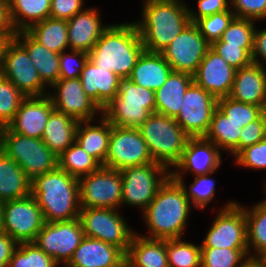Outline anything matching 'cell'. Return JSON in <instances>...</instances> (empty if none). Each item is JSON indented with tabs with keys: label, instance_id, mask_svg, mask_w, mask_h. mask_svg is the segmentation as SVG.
I'll return each mask as SVG.
<instances>
[{
	"label": "cell",
	"instance_id": "6f0895ef",
	"mask_svg": "<svg viewBox=\"0 0 266 267\" xmlns=\"http://www.w3.org/2000/svg\"><path fill=\"white\" fill-rule=\"evenodd\" d=\"M111 267H134L133 262L125 255Z\"/></svg>",
	"mask_w": 266,
	"mask_h": 267
},
{
	"label": "cell",
	"instance_id": "9c48e42d",
	"mask_svg": "<svg viewBox=\"0 0 266 267\" xmlns=\"http://www.w3.org/2000/svg\"><path fill=\"white\" fill-rule=\"evenodd\" d=\"M0 74L11 81L25 97L46 96V85L38 75L27 51L14 39L5 40L1 49Z\"/></svg>",
	"mask_w": 266,
	"mask_h": 267
},
{
	"label": "cell",
	"instance_id": "484cf974",
	"mask_svg": "<svg viewBox=\"0 0 266 267\" xmlns=\"http://www.w3.org/2000/svg\"><path fill=\"white\" fill-rule=\"evenodd\" d=\"M13 38L27 51L40 79L47 87L60 79L59 53L47 49L26 31L15 32Z\"/></svg>",
	"mask_w": 266,
	"mask_h": 267
},
{
	"label": "cell",
	"instance_id": "8fae6325",
	"mask_svg": "<svg viewBox=\"0 0 266 267\" xmlns=\"http://www.w3.org/2000/svg\"><path fill=\"white\" fill-rule=\"evenodd\" d=\"M80 208H109L120 210L122 174L116 169L101 166L78 179Z\"/></svg>",
	"mask_w": 266,
	"mask_h": 267
},
{
	"label": "cell",
	"instance_id": "d6a6232c",
	"mask_svg": "<svg viewBox=\"0 0 266 267\" xmlns=\"http://www.w3.org/2000/svg\"><path fill=\"white\" fill-rule=\"evenodd\" d=\"M8 8L14 32L26 31L50 17L51 0H9Z\"/></svg>",
	"mask_w": 266,
	"mask_h": 267
},
{
	"label": "cell",
	"instance_id": "2e32d148",
	"mask_svg": "<svg viewBox=\"0 0 266 267\" xmlns=\"http://www.w3.org/2000/svg\"><path fill=\"white\" fill-rule=\"evenodd\" d=\"M217 107L218 99L193 81L175 120L190 137H204Z\"/></svg>",
	"mask_w": 266,
	"mask_h": 267
},
{
	"label": "cell",
	"instance_id": "5b68a950",
	"mask_svg": "<svg viewBox=\"0 0 266 267\" xmlns=\"http://www.w3.org/2000/svg\"><path fill=\"white\" fill-rule=\"evenodd\" d=\"M138 129L153 160L171 171L180 161L190 136L175 118L157 113H152Z\"/></svg>",
	"mask_w": 266,
	"mask_h": 267
},
{
	"label": "cell",
	"instance_id": "f35d334b",
	"mask_svg": "<svg viewBox=\"0 0 266 267\" xmlns=\"http://www.w3.org/2000/svg\"><path fill=\"white\" fill-rule=\"evenodd\" d=\"M249 260L248 249L201 247V267H243Z\"/></svg>",
	"mask_w": 266,
	"mask_h": 267
},
{
	"label": "cell",
	"instance_id": "4dcf8cb0",
	"mask_svg": "<svg viewBox=\"0 0 266 267\" xmlns=\"http://www.w3.org/2000/svg\"><path fill=\"white\" fill-rule=\"evenodd\" d=\"M31 183L22 168L0 150V202L30 195Z\"/></svg>",
	"mask_w": 266,
	"mask_h": 267
},
{
	"label": "cell",
	"instance_id": "b9f144b4",
	"mask_svg": "<svg viewBox=\"0 0 266 267\" xmlns=\"http://www.w3.org/2000/svg\"><path fill=\"white\" fill-rule=\"evenodd\" d=\"M218 108L241 128L257 120L265 112L262 107L246 104L229 96L218 99Z\"/></svg>",
	"mask_w": 266,
	"mask_h": 267
},
{
	"label": "cell",
	"instance_id": "be15d7a7",
	"mask_svg": "<svg viewBox=\"0 0 266 267\" xmlns=\"http://www.w3.org/2000/svg\"><path fill=\"white\" fill-rule=\"evenodd\" d=\"M1 131H2V127L0 126V150H1Z\"/></svg>",
	"mask_w": 266,
	"mask_h": 267
},
{
	"label": "cell",
	"instance_id": "91938a15",
	"mask_svg": "<svg viewBox=\"0 0 266 267\" xmlns=\"http://www.w3.org/2000/svg\"><path fill=\"white\" fill-rule=\"evenodd\" d=\"M2 204L3 202H0V234L3 233Z\"/></svg>",
	"mask_w": 266,
	"mask_h": 267
},
{
	"label": "cell",
	"instance_id": "4fadbf2b",
	"mask_svg": "<svg viewBox=\"0 0 266 267\" xmlns=\"http://www.w3.org/2000/svg\"><path fill=\"white\" fill-rule=\"evenodd\" d=\"M2 221L3 232L17 243L33 242L45 223L42 210L31 194L3 202Z\"/></svg>",
	"mask_w": 266,
	"mask_h": 267
},
{
	"label": "cell",
	"instance_id": "f907efd6",
	"mask_svg": "<svg viewBox=\"0 0 266 267\" xmlns=\"http://www.w3.org/2000/svg\"><path fill=\"white\" fill-rule=\"evenodd\" d=\"M266 138V111L255 121L241 128L239 152L245 147L258 143Z\"/></svg>",
	"mask_w": 266,
	"mask_h": 267
},
{
	"label": "cell",
	"instance_id": "d4e9b609",
	"mask_svg": "<svg viewBox=\"0 0 266 267\" xmlns=\"http://www.w3.org/2000/svg\"><path fill=\"white\" fill-rule=\"evenodd\" d=\"M125 255L115 245L85 236L64 267H111Z\"/></svg>",
	"mask_w": 266,
	"mask_h": 267
},
{
	"label": "cell",
	"instance_id": "8d00e7d4",
	"mask_svg": "<svg viewBox=\"0 0 266 267\" xmlns=\"http://www.w3.org/2000/svg\"><path fill=\"white\" fill-rule=\"evenodd\" d=\"M101 166L76 141L58 157V167L77 179L87 176Z\"/></svg>",
	"mask_w": 266,
	"mask_h": 267
},
{
	"label": "cell",
	"instance_id": "f546056e",
	"mask_svg": "<svg viewBox=\"0 0 266 267\" xmlns=\"http://www.w3.org/2000/svg\"><path fill=\"white\" fill-rule=\"evenodd\" d=\"M79 121L65 113L53 110L44 128V144L59 157L76 139Z\"/></svg>",
	"mask_w": 266,
	"mask_h": 267
},
{
	"label": "cell",
	"instance_id": "7c38bea8",
	"mask_svg": "<svg viewBox=\"0 0 266 267\" xmlns=\"http://www.w3.org/2000/svg\"><path fill=\"white\" fill-rule=\"evenodd\" d=\"M218 211L201 247L248 249L244 206L233 200Z\"/></svg>",
	"mask_w": 266,
	"mask_h": 267
},
{
	"label": "cell",
	"instance_id": "e575fe53",
	"mask_svg": "<svg viewBox=\"0 0 266 267\" xmlns=\"http://www.w3.org/2000/svg\"><path fill=\"white\" fill-rule=\"evenodd\" d=\"M240 125L231 121L218 107L214 111L209 130L204 136L221 151H227L232 157L239 153Z\"/></svg>",
	"mask_w": 266,
	"mask_h": 267
},
{
	"label": "cell",
	"instance_id": "f5cc1de1",
	"mask_svg": "<svg viewBox=\"0 0 266 267\" xmlns=\"http://www.w3.org/2000/svg\"><path fill=\"white\" fill-rule=\"evenodd\" d=\"M197 9L189 8L190 22L230 9V0H197ZM197 10V11H196Z\"/></svg>",
	"mask_w": 266,
	"mask_h": 267
},
{
	"label": "cell",
	"instance_id": "e0dca14e",
	"mask_svg": "<svg viewBox=\"0 0 266 267\" xmlns=\"http://www.w3.org/2000/svg\"><path fill=\"white\" fill-rule=\"evenodd\" d=\"M210 44L195 23H189L161 52L173 71L194 75Z\"/></svg>",
	"mask_w": 266,
	"mask_h": 267
},
{
	"label": "cell",
	"instance_id": "94428289",
	"mask_svg": "<svg viewBox=\"0 0 266 267\" xmlns=\"http://www.w3.org/2000/svg\"><path fill=\"white\" fill-rule=\"evenodd\" d=\"M4 40L0 37V59H1V49L3 46Z\"/></svg>",
	"mask_w": 266,
	"mask_h": 267
},
{
	"label": "cell",
	"instance_id": "1f68e13d",
	"mask_svg": "<svg viewBox=\"0 0 266 267\" xmlns=\"http://www.w3.org/2000/svg\"><path fill=\"white\" fill-rule=\"evenodd\" d=\"M126 256L134 267H168L165 239H151L136 232Z\"/></svg>",
	"mask_w": 266,
	"mask_h": 267
},
{
	"label": "cell",
	"instance_id": "603a6c76",
	"mask_svg": "<svg viewBox=\"0 0 266 267\" xmlns=\"http://www.w3.org/2000/svg\"><path fill=\"white\" fill-rule=\"evenodd\" d=\"M229 97L266 111V68L252 62L237 69Z\"/></svg>",
	"mask_w": 266,
	"mask_h": 267
},
{
	"label": "cell",
	"instance_id": "c3c4849f",
	"mask_svg": "<svg viewBox=\"0 0 266 267\" xmlns=\"http://www.w3.org/2000/svg\"><path fill=\"white\" fill-rule=\"evenodd\" d=\"M235 163L247 169H266V138L245 147L235 157Z\"/></svg>",
	"mask_w": 266,
	"mask_h": 267
},
{
	"label": "cell",
	"instance_id": "ba28073f",
	"mask_svg": "<svg viewBox=\"0 0 266 267\" xmlns=\"http://www.w3.org/2000/svg\"><path fill=\"white\" fill-rule=\"evenodd\" d=\"M121 205L137 207L143 212L155 198L159 188L171 176L170 170L157 163L128 167L121 170Z\"/></svg>",
	"mask_w": 266,
	"mask_h": 267
},
{
	"label": "cell",
	"instance_id": "11a10c76",
	"mask_svg": "<svg viewBox=\"0 0 266 267\" xmlns=\"http://www.w3.org/2000/svg\"><path fill=\"white\" fill-rule=\"evenodd\" d=\"M18 243L7 233L0 234V267H8Z\"/></svg>",
	"mask_w": 266,
	"mask_h": 267
},
{
	"label": "cell",
	"instance_id": "7dc6e473",
	"mask_svg": "<svg viewBox=\"0 0 266 267\" xmlns=\"http://www.w3.org/2000/svg\"><path fill=\"white\" fill-rule=\"evenodd\" d=\"M89 59L87 52L80 50H68L60 53V79L80 78L86 62Z\"/></svg>",
	"mask_w": 266,
	"mask_h": 267
},
{
	"label": "cell",
	"instance_id": "74e56055",
	"mask_svg": "<svg viewBox=\"0 0 266 267\" xmlns=\"http://www.w3.org/2000/svg\"><path fill=\"white\" fill-rule=\"evenodd\" d=\"M168 267H201V244L182 238L166 239Z\"/></svg>",
	"mask_w": 266,
	"mask_h": 267
},
{
	"label": "cell",
	"instance_id": "cb8c5ba5",
	"mask_svg": "<svg viewBox=\"0 0 266 267\" xmlns=\"http://www.w3.org/2000/svg\"><path fill=\"white\" fill-rule=\"evenodd\" d=\"M114 72L94 65L89 59L81 72L80 80L86 95L102 110L116 96L119 80Z\"/></svg>",
	"mask_w": 266,
	"mask_h": 267
},
{
	"label": "cell",
	"instance_id": "6da1fadb",
	"mask_svg": "<svg viewBox=\"0 0 266 267\" xmlns=\"http://www.w3.org/2000/svg\"><path fill=\"white\" fill-rule=\"evenodd\" d=\"M182 185L171 176L141 213L151 239L182 238L192 205Z\"/></svg>",
	"mask_w": 266,
	"mask_h": 267
},
{
	"label": "cell",
	"instance_id": "bcb514c9",
	"mask_svg": "<svg viewBox=\"0 0 266 267\" xmlns=\"http://www.w3.org/2000/svg\"><path fill=\"white\" fill-rule=\"evenodd\" d=\"M210 48L236 70L253 62L251 54L245 48H242V45H227L220 39L213 42Z\"/></svg>",
	"mask_w": 266,
	"mask_h": 267
},
{
	"label": "cell",
	"instance_id": "6125c7cd",
	"mask_svg": "<svg viewBox=\"0 0 266 267\" xmlns=\"http://www.w3.org/2000/svg\"><path fill=\"white\" fill-rule=\"evenodd\" d=\"M266 266V254L260 259Z\"/></svg>",
	"mask_w": 266,
	"mask_h": 267
},
{
	"label": "cell",
	"instance_id": "ffe728a7",
	"mask_svg": "<svg viewBox=\"0 0 266 267\" xmlns=\"http://www.w3.org/2000/svg\"><path fill=\"white\" fill-rule=\"evenodd\" d=\"M235 74L236 69L209 48L193 75V81L220 99L230 95Z\"/></svg>",
	"mask_w": 266,
	"mask_h": 267
},
{
	"label": "cell",
	"instance_id": "9a60e30c",
	"mask_svg": "<svg viewBox=\"0 0 266 267\" xmlns=\"http://www.w3.org/2000/svg\"><path fill=\"white\" fill-rule=\"evenodd\" d=\"M84 237L81 222L77 218L68 221L45 222L33 242L64 267Z\"/></svg>",
	"mask_w": 266,
	"mask_h": 267
},
{
	"label": "cell",
	"instance_id": "277c9868",
	"mask_svg": "<svg viewBox=\"0 0 266 267\" xmlns=\"http://www.w3.org/2000/svg\"><path fill=\"white\" fill-rule=\"evenodd\" d=\"M31 195L42 210L45 222L79 218L78 179L59 167L34 178Z\"/></svg>",
	"mask_w": 266,
	"mask_h": 267
},
{
	"label": "cell",
	"instance_id": "8992f818",
	"mask_svg": "<svg viewBox=\"0 0 266 267\" xmlns=\"http://www.w3.org/2000/svg\"><path fill=\"white\" fill-rule=\"evenodd\" d=\"M155 112V91L121 78L117 96L102 109V116L112 126L138 128Z\"/></svg>",
	"mask_w": 266,
	"mask_h": 267
},
{
	"label": "cell",
	"instance_id": "db71d44e",
	"mask_svg": "<svg viewBox=\"0 0 266 267\" xmlns=\"http://www.w3.org/2000/svg\"><path fill=\"white\" fill-rule=\"evenodd\" d=\"M251 57L254 63L265 67L264 62H266V28H262L261 30H258V28L255 29Z\"/></svg>",
	"mask_w": 266,
	"mask_h": 267
},
{
	"label": "cell",
	"instance_id": "f1b7e54d",
	"mask_svg": "<svg viewBox=\"0 0 266 267\" xmlns=\"http://www.w3.org/2000/svg\"><path fill=\"white\" fill-rule=\"evenodd\" d=\"M92 121H79L75 141L103 166L109 148L111 124L102 115L98 125H92Z\"/></svg>",
	"mask_w": 266,
	"mask_h": 267
},
{
	"label": "cell",
	"instance_id": "f6af8a7d",
	"mask_svg": "<svg viewBox=\"0 0 266 267\" xmlns=\"http://www.w3.org/2000/svg\"><path fill=\"white\" fill-rule=\"evenodd\" d=\"M235 17V13L229 9L202 17L195 24L199 28L201 35L211 45L213 42L221 39L222 34Z\"/></svg>",
	"mask_w": 266,
	"mask_h": 267
},
{
	"label": "cell",
	"instance_id": "9f6ffc18",
	"mask_svg": "<svg viewBox=\"0 0 266 267\" xmlns=\"http://www.w3.org/2000/svg\"><path fill=\"white\" fill-rule=\"evenodd\" d=\"M9 18L8 0H0V37L5 41L12 39L14 36Z\"/></svg>",
	"mask_w": 266,
	"mask_h": 267
},
{
	"label": "cell",
	"instance_id": "30bf717a",
	"mask_svg": "<svg viewBox=\"0 0 266 267\" xmlns=\"http://www.w3.org/2000/svg\"><path fill=\"white\" fill-rule=\"evenodd\" d=\"M120 211L109 208H80L79 220L86 237L115 245L126 254L136 232L128 226Z\"/></svg>",
	"mask_w": 266,
	"mask_h": 267
},
{
	"label": "cell",
	"instance_id": "d590c367",
	"mask_svg": "<svg viewBox=\"0 0 266 267\" xmlns=\"http://www.w3.org/2000/svg\"><path fill=\"white\" fill-rule=\"evenodd\" d=\"M26 32L49 50L59 54L69 50L67 20L49 17L35 23Z\"/></svg>",
	"mask_w": 266,
	"mask_h": 267
},
{
	"label": "cell",
	"instance_id": "7bdbcfd3",
	"mask_svg": "<svg viewBox=\"0 0 266 267\" xmlns=\"http://www.w3.org/2000/svg\"><path fill=\"white\" fill-rule=\"evenodd\" d=\"M255 20L235 17L222 34L221 40L227 45H242L250 54L253 50Z\"/></svg>",
	"mask_w": 266,
	"mask_h": 267
},
{
	"label": "cell",
	"instance_id": "7a4b0ae2",
	"mask_svg": "<svg viewBox=\"0 0 266 267\" xmlns=\"http://www.w3.org/2000/svg\"><path fill=\"white\" fill-rule=\"evenodd\" d=\"M136 21L144 50L161 53L190 23L189 7L183 0H144Z\"/></svg>",
	"mask_w": 266,
	"mask_h": 267
},
{
	"label": "cell",
	"instance_id": "836d02e7",
	"mask_svg": "<svg viewBox=\"0 0 266 267\" xmlns=\"http://www.w3.org/2000/svg\"><path fill=\"white\" fill-rule=\"evenodd\" d=\"M244 212L249 258L261 259L266 254V198L255 203L252 208L244 206Z\"/></svg>",
	"mask_w": 266,
	"mask_h": 267
},
{
	"label": "cell",
	"instance_id": "680465c9",
	"mask_svg": "<svg viewBox=\"0 0 266 267\" xmlns=\"http://www.w3.org/2000/svg\"><path fill=\"white\" fill-rule=\"evenodd\" d=\"M243 267H266L260 259H250Z\"/></svg>",
	"mask_w": 266,
	"mask_h": 267
},
{
	"label": "cell",
	"instance_id": "d6986e66",
	"mask_svg": "<svg viewBox=\"0 0 266 267\" xmlns=\"http://www.w3.org/2000/svg\"><path fill=\"white\" fill-rule=\"evenodd\" d=\"M221 150L205 137H190L180 161L170 171L172 178L216 172L222 163ZM185 173V174H184Z\"/></svg>",
	"mask_w": 266,
	"mask_h": 267
},
{
	"label": "cell",
	"instance_id": "ee69618b",
	"mask_svg": "<svg viewBox=\"0 0 266 267\" xmlns=\"http://www.w3.org/2000/svg\"><path fill=\"white\" fill-rule=\"evenodd\" d=\"M26 97L8 79L0 74V126L6 127L15 117Z\"/></svg>",
	"mask_w": 266,
	"mask_h": 267
},
{
	"label": "cell",
	"instance_id": "5bb4252c",
	"mask_svg": "<svg viewBox=\"0 0 266 267\" xmlns=\"http://www.w3.org/2000/svg\"><path fill=\"white\" fill-rule=\"evenodd\" d=\"M155 162L138 128L111 125L108 153L104 167L123 170Z\"/></svg>",
	"mask_w": 266,
	"mask_h": 267
},
{
	"label": "cell",
	"instance_id": "60d3db41",
	"mask_svg": "<svg viewBox=\"0 0 266 267\" xmlns=\"http://www.w3.org/2000/svg\"><path fill=\"white\" fill-rule=\"evenodd\" d=\"M60 265L42 251L34 242L18 243L8 267H59Z\"/></svg>",
	"mask_w": 266,
	"mask_h": 267
},
{
	"label": "cell",
	"instance_id": "7402d4cb",
	"mask_svg": "<svg viewBox=\"0 0 266 267\" xmlns=\"http://www.w3.org/2000/svg\"><path fill=\"white\" fill-rule=\"evenodd\" d=\"M97 8L88 7L67 21L69 50L89 53L101 34L110 26L102 24Z\"/></svg>",
	"mask_w": 266,
	"mask_h": 267
},
{
	"label": "cell",
	"instance_id": "52a82bcc",
	"mask_svg": "<svg viewBox=\"0 0 266 267\" xmlns=\"http://www.w3.org/2000/svg\"><path fill=\"white\" fill-rule=\"evenodd\" d=\"M1 150L12 158L31 180L58 167V157L42 139L17 134L7 126L2 127Z\"/></svg>",
	"mask_w": 266,
	"mask_h": 267
},
{
	"label": "cell",
	"instance_id": "ac0fdd59",
	"mask_svg": "<svg viewBox=\"0 0 266 267\" xmlns=\"http://www.w3.org/2000/svg\"><path fill=\"white\" fill-rule=\"evenodd\" d=\"M51 89L53 93L49 92L48 96L55 110L78 121L93 120L94 122L102 115L100 107L86 95L80 78L59 79Z\"/></svg>",
	"mask_w": 266,
	"mask_h": 267
},
{
	"label": "cell",
	"instance_id": "4316f807",
	"mask_svg": "<svg viewBox=\"0 0 266 267\" xmlns=\"http://www.w3.org/2000/svg\"><path fill=\"white\" fill-rule=\"evenodd\" d=\"M172 71L162 53L143 50L128 78L145 89L156 91L163 86Z\"/></svg>",
	"mask_w": 266,
	"mask_h": 267
},
{
	"label": "cell",
	"instance_id": "3957f363",
	"mask_svg": "<svg viewBox=\"0 0 266 267\" xmlns=\"http://www.w3.org/2000/svg\"><path fill=\"white\" fill-rule=\"evenodd\" d=\"M143 50L134 21L110 24L88 55L97 67L114 72L120 78H128Z\"/></svg>",
	"mask_w": 266,
	"mask_h": 267
},
{
	"label": "cell",
	"instance_id": "83f0119b",
	"mask_svg": "<svg viewBox=\"0 0 266 267\" xmlns=\"http://www.w3.org/2000/svg\"><path fill=\"white\" fill-rule=\"evenodd\" d=\"M192 82V75L172 71L163 86L155 91V113L176 118L182 108L185 92Z\"/></svg>",
	"mask_w": 266,
	"mask_h": 267
},
{
	"label": "cell",
	"instance_id": "816d5d0a",
	"mask_svg": "<svg viewBox=\"0 0 266 267\" xmlns=\"http://www.w3.org/2000/svg\"><path fill=\"white\" fill-rule=\"evenodd\" d=\"M84 4V0H51L50 18L68 21L85 9Z\"/></svg>",
	"mask_w": 266,
	"mask_h": 267
},
{
	"label": "cell",
	"instance_id": "44dd1931",
	"mask_svg": "<svg viewBox=\"0 0 266 267\" xmlns=\"http://www.w3.org/2000/svg\"><path fill=\"white\" fill-rule=\"evenodd\" d=\"M54 110L51 98L26 97L7 127L17 134L42 139L44 128Z\"/></svg>",
	"mask_w": 266,
	"mask_h": 267
},
{
	"label": "cell",
	"instance_id": "681fc988",
	"mask_svg": "<svg viewBox=\"0 0 266 267\" xmlns=\"http://www.w3.org/2000/svg\"><path fill=\"white\" fill-rule=\"evenodd\" d=\"M230 9L238 18L257 22L266 19V0H230Z\"/></svg>",
	"mask_w": 266,
	"mask_h": 267
},
{
	"label": "cell",
	"instance_id": "ab89813d",
	"mask_svg": "<svg viewBox=\"0 0 266 267\" xmlns=\"http://www.w3.org/2000/svg\"><path fill=\"white\" fill-rule=\"evenodd\" d=\"M214 175L213 173L196 175L194 180L187 188V183H185L184 178H173L178 181L188 199L190 200L191 205L196 209H205L209 203L214 201V195L216 193V183L215 179L210 176Z\"/></svg>",
	"mask_w": 266,
	"mask_h": 267
}]
</instances>
